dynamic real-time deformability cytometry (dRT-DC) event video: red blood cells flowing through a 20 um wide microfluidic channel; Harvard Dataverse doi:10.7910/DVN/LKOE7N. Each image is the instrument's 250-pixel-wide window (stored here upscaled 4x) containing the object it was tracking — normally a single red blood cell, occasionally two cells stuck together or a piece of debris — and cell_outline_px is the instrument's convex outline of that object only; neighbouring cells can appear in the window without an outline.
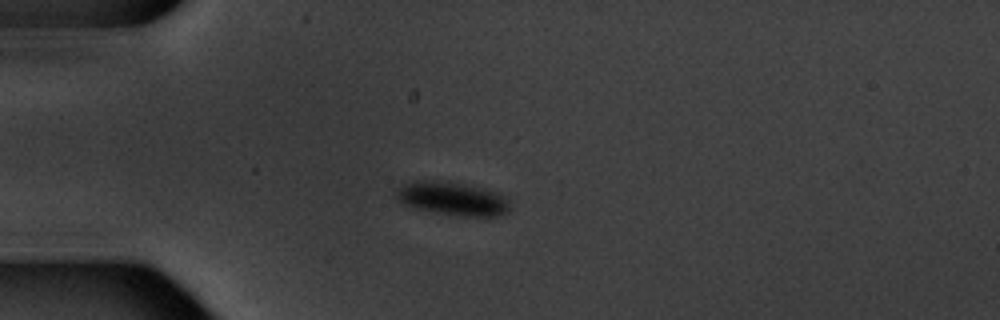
{"species": "common noctule bat (a hibernating species)", "species_latin": "Nyctalus noctula", "temperature_condition": "warm", "stored_images_in_passage": 8, "camera_frame_rate_fps": 3000, "um_per_image_px": 0.085, "animal": {"sex": "male", "body_mass_g": 20.1, "forearm_length_mm": 53.5}, "frame": {"image": 1, "passage_image": 5, "time_ms": 5.667, "image_size_px": [1000, 320], "cell_outline_px": [[508, 212], [500, 216], [460, 216], [412, 208], [404, 204], [396, 196], [396, 192], [400, 184], [412, 180], [440, 180], [464, 184], [484, 188], [500, 192], [508, 200]], "centroid_in_image_um": [38.44, 16.86], "position_along_channel_um": 46.6, "area_um2": 22.43}}